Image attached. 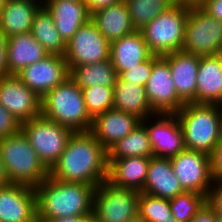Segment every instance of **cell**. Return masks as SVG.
I'll return each mask as SVG.
<instances>
[{
    "label": "cell",
    "mask_w": 222,
    "mask_h": 222,
    "mask_svg": "<svg viewBox=\"0 0 222 222\" xmlns=\"http://www.w3.org/2000/svg\"><path fill=\"white\" fill-rule=\"evenodd\" d=\"M48 55L31 32L8 38V67L11 75H17L25 67L45 59Z\"/></svg>",
    "instance_id": "25"
},
{
    "label": "cell",
    "mask_w": 222,
    "mask_h": 222,
    "mask_svg": "<svg viewBox=\"0 0 222 222\" xmlns=\"http://www.w3.org/2000/svg\"><path fill=\"white\" fill-rule=\"evenodd\" d=\"M70 78L80 89L102 85L114 87L117 73L111 64L110 59L81 66H68Z\"/></svg>",
    "instance_id": "29"
},
{
    "label": "cell",
    "mask_w": 222,
    "mask_h": 222,
    "mask_svg": "<svg viewBox=\"0 0 222 222\" xmlns=\"http://www.w3.org/2000/svg\"><path fill=\"white\" fill-rule=\"evenodd\" d=\"M8 184H9L8 177H7L4 165L0 158V187L8 185Z\"/></svg>",
    "instance_id": "45"
},
{
    "label": "cell",
    "mask_w": 222,
    "mask_h": 222,
    "mask_svg": "<svg viewBox=\"0 0 222 222\" xmlns=\"http://www.w3.org/2000/svg\"><path fill=\"white\" fill-rule=\"evenodd\" d=\"M33 222H41V221L36 218Z\"/></svg>",
    "instance_id": "53"
},
{
    "label": "cell",
    "mask_w": 222,
    "mask_h": 222,
    "mask_svg": "<svg viewBox=\"0 0 222 222\" xmlns=\"http://www.w3.org/2000/svg\"><path fill=\"white\" fill-rule=\"evenodd\" d=\"M211 173L214 180H222V142L210 154Z\"/></svg>",
    "instance_id": "39"
},
{
    "label": "cell",
    "mask_w": 222,
    "mask_h": 222,
    "mask_svg": "<svg viewBox=\"0 0 222 222\" xmlns=\"http://www.w3.org/2000/svg\"><path fill=\"white\" fill-rule=\"evenodd\" d=\"M188 13L189 7L176 2L140 30L152 55L182 50Z\"/></svg>",
    "instance_id": "6"
},
{
    "label": "cell",
    "mask_w": 222,
    "mask_h": 222,
    "mask_svg": "<svg viewBox=\"0 0 222 222\" xmlns=\"http://www.w3.org/2000/svg\"><path fill=\"white\" fill-rule=\"evenodd\" d=\"M140 192L104 181L95 188L93 214L100 222H126L138 215Z\"/></svg>",
    "instance_id": "9"
},
{
    "label": "cell",
    "mask_w": 222,
    "mask_h": 222,
    "mask_svg": "<svg viewBox=\"0 0 222 222\" xmlns=\"http://www.w3.org/2000/svg\"><path fill=\"white\" fill-rule=\"evenodd\" d=\"M145 91L156 115L176 114L185 105L175 90L169 63L161 56L153 64Z\"/></svg>",
    "instance_id": "12"
},
{
    "label": "cell",
    "mask_w": 222,
    "mask_h": 222,
    "mask_svg": "<svg viewBox=\"0 0 222 222\" xmlns=\"http://www.w3.org/2000/svg\"><path fill=\"white\" fill-rule=\"evenodd\" d=\"M162 57L169 63L178 97L185 104L196 103V86L200 56L181 50Z\"/></svg>",
    "instance_id": "18"
},
{
    "label": "cell",
    "mask_w": 222,
    "mask_h": 222,
    "mask_svg": "<svg viewBox=\"0 0 222 222\" xmlns=\"http://www.w3.org/2000/svg\"><path fill=\"white\" fill-rule=\"evenodd\" d=\"M41 115L74 132L90 131L92 125L82 91L70 76L41 98Z\"/></svg>",
    "instance_id": "5"
},
{
    "label": "cell",
    "mask_w": 222,
    "mask_h": 222,
    "mask_svg": "<svg viewBox=\"0 0 222 222\" xmlns=\"http://www.w3.org/2000/svg\"><path fill=\"white\" fill-rule=\"evenodd\" d=\"M151 119L153 117L141 122L148 130L154 157L171 158L185 149L183 132L176 114L154 115L155 123Z\"/></svg>",
    "instance_id": "15"
},
{
    "label": "cell",
    "mask_w": 222,
    "mask_h": 222,
    "mask_svg": "<svg viewBox=\"0 0 222 222\" xmlns=\"http://www.w3.org/2000/svg\"><path fill=\"white\" fill-rule=\"evenodd\" d=\"M182 51L200 57L222 54V22L200 7H190Z\"/></svg>",
    "instance_id": "8"
},
{
    "label": "cell",
    "mask_w": 222,
    "mask_h": 222,
    "mask_svg": "<svg viewBox=\"0 0 222 222\" xmlns=\"http://www.w3.org/2000/svg\"><path fill=\"white\" fill-rule=\"evenodd\" d=\"M49 175L62 182L90 184L96 188L107 181V151L90 131L73 132Z\"/></svg>",
    "instance_id": "1"
},
{
    "label": "cell",
    "mask_w": 222,
    "mask_h": 222,
    "mask_svg": "<svg viewBox=\"0 0 222 222\" xmlns=\"http://www.w3.org/2000/svg\"><path fill=\"white\" fill-rule=\"evenodd\" d=\"M83 222H100V221L95 217L94 214H91L90 216L85 217Z\"/></svg>",
    "instance_id": "47"
},
{
    "label": "cell",
    "mask_w": 222,
    "mask_h": 222,
    "mask_svg": "<svg viewBox=\"0 0 222 222\" xmlns=\"http://www.w3.org/2000/svg\"><path fill=\"white\" fill-rule=\"evenodd\" d=\"M176 178L184 191H193L208 196L214 181L211 173L210 155L184 149L170 158Z\"/></svg>",
    "instance_id": "11"
},
{
    "label": "cell",
    "mask_w": 222,
    "mask_h": 222,
    "mask_svg": "<svg viewBox=\"0 0 222 222\" xmlns=\"http://www.w3.org/2000/svg\"><path fill=\"white\" fill-rule=\"evenodd\" d=\"M136 30H142L158 15L168 10L176 0H124Z\"/></svg>",
    "instance_id": "31"
},
{
    "label": "cell",
    "mask_w": 222,
    "mask_h": 222,
    "mask_svg": "<svg viewBox=\"0 0 222 222\" xmlns=\"http://www.w3.org/2000/svg\"><path fill=\"white\" fill-rule=\"evenodd\" d=\"M196 103L222 105V54L200 57Z\"/></svg>",
    "instance_id": "22"
},
{
    "label": "cell",
    "mask_w": 222,
    "mask_h": 222,
    "mask_svg": "<svg viewBox=\"0 0 222 222\" xmlns=\"http://www.w3.org/2000/svg\"><path fill=\"white\" fill-rule=\"evenodd\" d=\"M141 192L166 199L174 198L184 192L173 172L170 158L150 159L146 182Z\"/></svg>",
    "instance_id": "23"
},
{
    "label": "cell",
    "mask_w": 222,
    "mask_h": 222,
    "mask_svg": "<svg viewBox=\"0 0 222 222\" xmlns=\"http://www.w3.org/2000/svg\"><path fill=\"white\" fill-rule=\"evenodd\" d=\"M21 129V124L0 104V139L14 135Z\"/></svg>",
    "instance_id": "36"
},
{
    "label": "cell",
    "mask_w": 222,
    "mask_h": 222,
    "mask_svg": "<svg viewBox=\"0 0 222 222\" xmlns=\"http://www.w3.org/2000/svg\"><path fill=\"white\" fill-rule=\"evenodd\" d=\"M107 154L108 159L154 157L146 126L141 122L131 133L113 145Z\"/></svg>",
    "instance_id": "30"
},
{
    "label": "cell",
    "mask_w": 222,
    "mask_h": 222,
    "mask_svg": "<svg viewBox=\"0 0 222 222\" xmlns=\"http://www.w3.org/2000/svg\"><path fill=\"white\" fill-rule=\"evenodd\" d=\"M35 189L37 219L93 214L95 187L84 183L59 181L50 175Z\"/></svg>",
    "instance_id": "2"
},
{
    "label": "cell",
    "mask_w": 222,
    "mask_h": 222,
    "mask_svg": "<svg viewBox=\"0 0 222 222\" xmlns=\"http://www.w3.org/2000/svg\"><path fill=\"white\" fill-rule=\"evenodd\" d=\"M9 0H0V13L4 7V5L8 2Z\"/></svg>",
    "instance_id": "51"
},
{
    "label": "cell",
    "mask_w": 222,
    "mask_h": 222,
    "mask_svg": "<svg viewBox=\"0 0 222 222\" xmlns=\"http://www.w3.org/2000/svg\"><path fill=\"white\" fill-rule=\"evenodd\" d=\"M169 201L175 221L189 222L206 203V197L197 192L184 191Z\"/></svg>",
    "instance_id": "32"
},
{
    "label": "cell",
    "mask_w": 222,
    "mask_h": 222,
    "mask_svg": "<svg viewBox=\"0 0 222 222\" xmlns=\"http://www.w3.org/2000/svg\"><path fill=\"white\" fill-rule=\"evenodd\" d=\"M126 222H146V221L143 218H141L139 215H137Z\"/></svg>",
    "instance_id": "48"
},
{
    "label": "cell",
    "mask_w": 222,
    "mask_h": 222,
    "mask_svg": "<svg viewBox=\"0 0 222 222\" xmlns=\"http://www.w3.org/2000/svg\"><path fill=\"white\" fill-rule=\"evenodd\" d=\"M200 8L211 17L222 22V0H207Z\"/></svg>",
    "instance_id": "40"
},
{
    "label": "cell",
    "mask_w": 222,
    "mask_h": 222,
    "mask_svg": "<svg viewBox=\"0 0 222 222\" xmlns=\"http://www.w3.org/2000/svg\"><path fill=\"white\" fill-rule=\"evenodd\" d=\"M10 75L8 67V37L0 29V78Z\"/></svg>",
    "instance_id": "38"
},
{
    "label": "cell",
    "mask_w": 222,
    "mask_h": 222,
    "mask_svg": "<svg viewBox=\"0 0 222 222\" xmlns=\"http://www.w3.org/2000/svg\"><path fill=\"white\" fill-rule=\"evenodd\" d=\"M215 222H222V213H215Z\"/></svg>",
    "instance_id": "50"
},
{
    "label": "cell",
    "mask_w": 222,
    "mask_h": 222,
    "mask_svg": "<svg viewBox=\"0 0 222 222\" xmlns=\"http://www.w3.org/2000/svg\"><path fill=\"white\" fill-rule=\"evenodd\" d=\"M32 1H35V2H39L42 6H43V4H44V2H45V0H32Z\"/></svg>",
    "instance_id": "52"
},
{
    "label": "cell",
    "mask_w": 222,
    "mask_h": 222,
    "mask_svg": "<svg viewBox=\"0 0 222 222\" xmlns=\"http://www.w3.org/2000/svg\"><path fill=\"white\" fill-rule=\"evenodd\" d=\"M206 203L215 213H222V180L213 181L206 198Z\"/></svg>",
    "instance_id": "37"
},
{
    "label": "cell",
    "mask_w": 222,
    "mask_h": 222,
    "mask_svg": "<svg viewBox=\"0 0 222 222\" xmlns=\"http://www.w3.org/2000/svg\"><path fill=\"white\" fill-rule=\"evenodd\" d=\"M36 218L33 187L14 183L0 187V222H33Z\"/></svg>",
    "instance_id": "16"
},
{
    "label": "cell",
    "mask_w": 222,
    "mask_h": 222,
    "mask_svg": "<svg viewBox=\"0 0 222 222\" xmlns=\"http://www.w3.org/2000/svg\"><path fill=\"white\" fill-rule=\"evenodd\" d=\"M140 123L141 120L135 115L112 108L92 119L90 132L108 151Z\"/></svg>",
    "instance_id": "17"
},
{
    "label": "cell",
    "mask_w": 222,
    "mask_h": 222,
    "mask_svg": "<svg viewBox=\"0 0 222 222\" xmlns=\"http://www.w3.org/2000/svg\"><path fill=\"white\" fill-rule=\"evenodd\" d=\"M150 157L108 159L107 181L115 187L141 192L147 178Z\"/></svg>",
    "instance_id": "21"
},
{
    "label": "cell",
    "mask_w": 222,
    "mask_h": 222,
    "mask_svg": "<svg viewBox=\"0 0 222 222\" xmlns=\"http://www.w3.org/2000/svg\"><path fill=\"white\" fill-rule=\"evenodd\" d=\"M30 145L50 170L64 152L73 130L40 115L21 124Z\"/></svg>",
    "instance_id": "7"
},
{
    "label": "cell",
    "mask_w": 222,
    "mask_h": 222,
    "mask_svg": "<svg viewBox=\"0 0 222 222\" xmlns=\"http://www.w3.org/2000/svg\"><path fill=\"white\" fill-rule=\"evenodd\" d=\"M220 113V104L206 103H186L176 113L185 149L212 153L219 143Z\"/></svg>",
    "instance_id": "4"
},
{
    "label": "cell",
    "mask_w": 222,
    "mask_h": 222,
    "mask_svg": "<svg viewBox=\"0 0 222 222\" xmlns=\"http://www.w3.org/2000/svg\"><path fill=\"white\" fill-rule=\"evenodd\" d=\"M85 217L83 216H69V217H60L53 219H38L41 222H83Z\"/></svg>",
    "instance_id": "43"
},
{
    "label": "cell",
    "mask_w": 222,
    "mask_h": 222,
    "mask_svg": "<svg viewBox=\"0 0 222 222\" xmlns=\"http://www.w3.org/2000/svg\"><path fill=\"white\" fill-rule=\"evenodd\" d=\"M155 222H176L173 216L168 217V219L156 220Z\"/></svg>",
    "instance_id": "49"
},
{
    "label": "cell",
    "mask_w": 222,
    "mask_h": 222,
    "mask_svg": "<svg viewBox=\"0 0 222 222\" xmlns=\"http://www.w3.org/2000/svg\"><path fill=\"white\" fill-rule=\"evenodd\" d=\"M81 91L86 110L92 119L113 108L114 87L95 85Z\"/></svg>",
    "instance_id": "33"
},
{
    "label": "cell",
    "mask_w": 222,
    "mask_h": 222,
    "mask_svg": "<svg viewBox=\"0 0 222 222\" xmlns=\"http://www.w3.org/2000/svg\"><path fill=\"white\" fill-rule=\"evenodd\" d=\"M138 215L146 222L168 219L172 216L170 201L148 193L140 192L138 198Z\"/></svg>",
    "instance_id": "34"
},
{
    "label": "cell",
    "mask_w": 222,
    "mask_h": 222,
    "mask_svg": "<svg viewBox=\"0 0 222 222\" xmlns=\"http://www.w3.org/2000/svg\"><path fill=\"white\" fill-rule=\"evenodd\" d=\"M158 55H151L147 60L142 62L137 67L129 68L128 71L122 72L119 77L123 81H129V83L146 86L150 77L153 64L159 58Z\"/></svg>",
    "instance_id": "35"
},
{
    "label": "cell",
    "mask_w": 222,
    "mask_h": 222,
    "mask_svg": "<svg viewBox=\"0 0 222 222\" xmlns=\"http://www.w3.org/2000/svg\"><path fill=\"white\" fill-rule=\"evenodd\" d=\"M207 0H176V2L184 4L187 7H200L202 6Z\"/></svg>",
    "instance_id": "44"
},
{
    "label": "cell",
    "mask_w": 222,
    "mask_h": 222,
    "mask_svg": "<svg viewBox=\"0 0 222 222\" xmlns=\"http://www.w3.org/2000/svg\"><path fill=\"white\" fill-rule=\"evenodd\" d=\"M151 55L140 30L110 43V61L117 76L129 68L137 67Z\"/></svg>",
    "instance_id": "20"
},
{
    "label": "cell",
    "mask_w": 222,
    "mask_h": 222,
    "mask_svg": "<svg viewBox=\"0 0 222 222\" xmlns=\"http://www.w3.org/2000/svg\"><path fill=\"white\" fill-rule=\"evenodd\" d=\"M17 76L40 98L63 83L70 71L64 56L48 55L45 59L25 67Z\"/></svg>",
    "instance_id": "14"
},
{
    "label": "cell",
    "mask_w": 222,
    "mask_h": 222,
    "mask_svg": "<svg viewBox=\"0 0 222 222\" xmlns=\"http://www.w3.org/2000/svg\"><path fill=\"white\" fill-rule=\"evenodd\" d=\"M219 142H222V105H221L220 122H219Z\"/></svg>",
    "instance_id": "46"
},
{
    "label": "cell",
    "mask_w": 222,
    "mask_h": 222,
    "mask_svg": "<svg viewBox=\"0 0 222 222\" xmlns=\"http://www.w3.org/2000/svg\"><path fill=\"white\" fill-rule=\"evenodd\" d=\"M41 6L32 0H9L0 13V29L8 38L31 32L35 13Z\"/></svg>",
    "instance_id": "27"
},
{
    "label": "cell",
    "mask_w": 222,
    "mask_h": 222,
    "mask_svg": "<svg viewBox=\"0 0 222 222\" xmlns=\"http://www.w3.org/2000/svg\"><path fill=\"white\" fill-rule=\"evenodd\" d=\"M189 222H215V211L205 203Z\"/></svg>",
    "instance_id": "41"
},
{
    "label": "cell",
    "mask_w": 222,
    "mask_h": 222,
    "mask_svg": "<svg viewBox=\"0 0 222 222\" xmlns=\"http://www.w3.org/2000/svg\"><path fill=\"white\" fill-rule=\"evenodd\" d=\"M68 66L94 64L110 59V43L90 19L66 44Z\"/></svg>",
    "instance_id": "10"
},
{
    "label": "cell",
    "mask_w": 222,
    "mask_h": 222,
    "mask_svg": "<svg viewBox=\"0 0 222 222\" xmlns=\"http://www.w3.org/2000/svg\"><path fill=\"white\" fill-rule=\"evenodd\" d=\"M91 20L109 43L134 32L125 1L99 9L91 14Z\"/></svg>",
    "instance_id": "24"
},
{
    "label": "cell",
    "mask_w": 222,
    "mask_h": 222,
    "mask_svg": "<svg viewBox=\"0 0 222 222\" xmlns=\"http://www.w3.org/2000/svg\"><path fill=\"white\" fill-rule=\"evenodd\" d=\"M123 0H84L88 12L93 14L95 11L117 4Z\"/></svg>",
    "instance_id": "42"
},
{
    "label": "cell",
    "mask_w": 222,
    "mask_h": 222,
    "mask_svg": "<svg viewBox=\"0 0 222 222\" xmlns=\"http://www.w3.org/2000/svg\"><path fill=\"white\" fill-rule=\"evenodd\" d=\"M0 104L20 124L41 115V98L17 75L0 78Z\"/></svg>",
    "instance_id": "13"
},
{
    "label": "cell",
    "mask_w": 222,
    "mask_h": 222,
    "mask_svg": "<svg viewBox=\"0 0 222 222\" xmlns=\"http://www.w3.org/2000/svg\"><path fill=\"white\" fill-rule=\"evenodd\" d=\"M60 37L67 44L77 30L91 19L84 0H45Z\"/></svg>",
    "instance_id": "19"
},
{
    "label": "cell",
    "mask_w": 222,
    "mask_h": 222,
    "mask_svg": "<svg viewBox=\"0 0 222 222\" xmlns=\"http://www.w3.org/2000/svg\"><path fill=\"white\" fill-rule=\"evenodd\" d=\"M31 33L49 55H65L66 43L60 37L51 14L44 6L35 13Z\"/></svg>",
    "instance_id": "28"
},
{
    "label": "cell",
    "mask_w": 222,
    "mask_h": 222,
    "mask_svg": "<svg viewBox=\"0 0 222 222\" xmlns=\"http://www.w3.org/2000/svg\"><path fill=\"white\" fill-rule=\"evenodd\" d=\"M113 108L133 114L141 121L156 115L150 107L145 87L123 81L119 76L114 85Z\"/></svg>",
    "instance_id": "26"
},
{
    "label": "cell",
    "mask_w": 222,
    "mask_h": 222,
    "mask_svg": "<svg viewBox=\"0 0 222 222\" xmlns=\"http://www.w3.org/2000/svg\"><path fill=\"white\" fill-rule=\"evenodd\" d=\"M0 158L9 183L36 188L48 178L49 169L39 159L21 129L0 139Z\"/></svg>",
    "instance_id": "3"
}]
</instances>
